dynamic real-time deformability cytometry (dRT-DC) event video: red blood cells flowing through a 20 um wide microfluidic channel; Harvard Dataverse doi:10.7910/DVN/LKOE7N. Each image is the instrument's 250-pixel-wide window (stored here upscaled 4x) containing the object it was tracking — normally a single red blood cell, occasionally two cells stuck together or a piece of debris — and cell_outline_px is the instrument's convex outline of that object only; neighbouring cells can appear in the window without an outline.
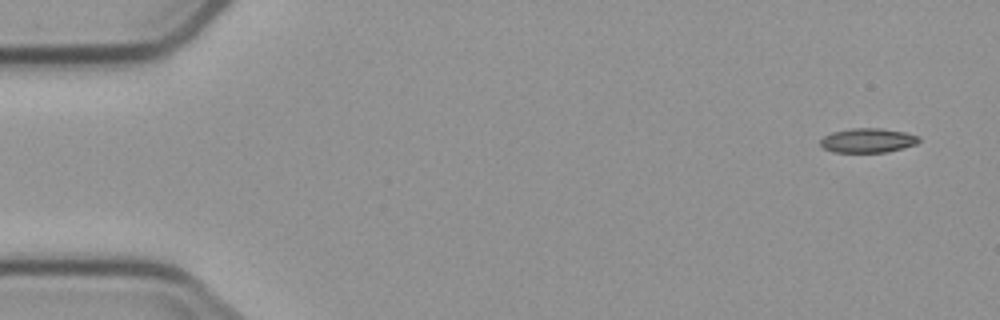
{"species": "common noctule bat (a hibernating species)", "species_latin": "Nyctalus noctula", "temperature_condition": "cold", "stored_images_in_passage": 3, "camera_frame_rate_fps": 3000, "um_per_image_px": 0.085, "animal": {"sex": "male", "body_mass_g": 23.1, "forearm_length_mm": 52.7}, "frame": {"image": 1, "passage_image": 1, "time_ms": 0.0, "image_size_px": [1000, 320], "cell_outline_px": [[920, 140], [916, 144], [888, 152], [832, 152], [824, 148], [820, 144], [820, 140], [824, 136], [832, 132], [852, 128], [880, 128], [904, 132], [920, 136]], "centroid_in_image_um": [73.76, 11.93], "position_along_channel_um": 11.2, "area_um2": 13.99}}